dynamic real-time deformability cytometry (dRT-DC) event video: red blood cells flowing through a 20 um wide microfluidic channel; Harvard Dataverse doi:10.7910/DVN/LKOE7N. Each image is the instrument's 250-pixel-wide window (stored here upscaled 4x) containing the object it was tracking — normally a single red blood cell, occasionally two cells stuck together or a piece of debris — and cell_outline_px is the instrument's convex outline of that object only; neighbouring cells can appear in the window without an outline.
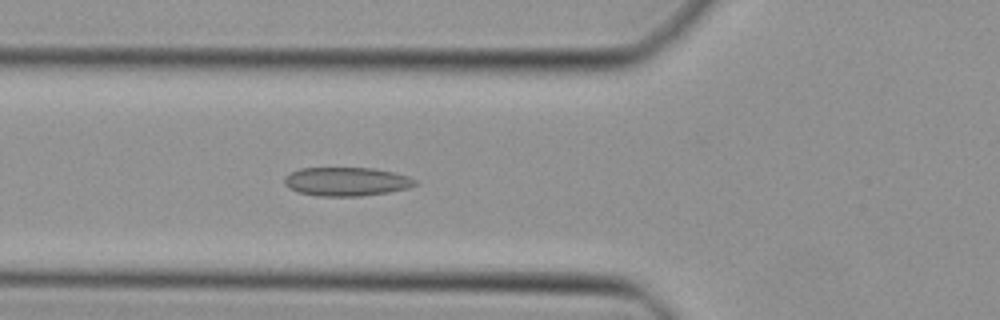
{"species": "Egyptian fruit bat (a non-hibernating species)", "species_latin": "Rousettus aegyptiacus", "temperature_condition": "cold", "stored_images_in_passage": 47, "camera_frame_rate_fps": 3000, "um_per_image_px": 0.085, "animal": {"sex": "female"}, "frame": {"image": 1, "passage_image": 16, "time_ms": 5.0, "image_size_px": [1000, 320], "cell_outline_px": [[420, 184], [408, 188], [388, 192], [360, 196], [316, 196], [296, 192], [288, 188], [284, 184], [284, 176], [300, 168], [372, 168], [392, 172], [408, 176], [416, 180]], "centroid_in_image_um": [29.43, 15.44], "position_along_channel_um": 96.4, "area_um2": 22.02}}
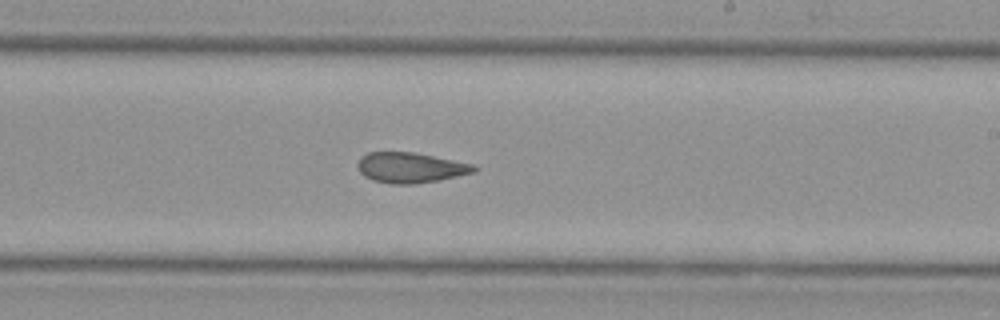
{"frame": {"image": 2, "passage_image": 27, "time_ms": 8.667, "image_size_px": [1000, 320], "cell_outline_px": [[480, 168], [476, 172], [440, 180], [416, 184], [392, 184], [372, 180], [364, 176], [360, 172], [356, 164], [360, 156], [368, 152], [412, 152], [476, 164]], "centroid_in_image_um": [34.91, 14.25], "position_along_channel_um": 254.1, "area_um2": 20.92}}
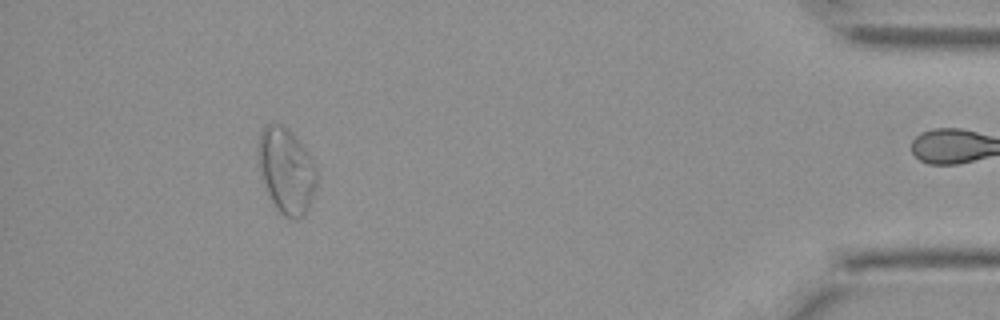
{"frame": {"image": 3, "passage_image": 42, "time_ms": 13.667, "image_size_px": [1000, 320], "cell_outline_px": [[316, 184], [312, 196], [304, 216], [296, 220], [292, 220], [284, 216], [280, 212], [272, 200], [264, 184], [260, 172], [256, 156], [260, 132], [268, 124], [280, 124], [288, 128], [300, 140], [316, 164]], "centroid_in_image_um": [24.33, 14.47], "position_along_channel_um": 410.9, "area_um2": 29.25}}